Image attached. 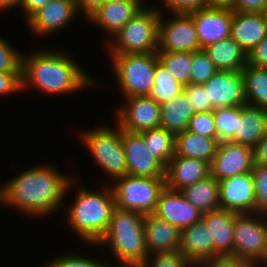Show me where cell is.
<instances>
[{
	"label": "cell",
	"instance_id": "41",
	"mask_svg": "<svg viewBox=\"0 0 267 267\" xmlns=\"http://www.w3.org/2000/svg\"><path fill=\"white\" fill-rule=\"evenodd\" d=\"M159 2L161 8L170 14H191L208 7L207 0H159Z\"/></svg>",
	"mask_w": 267,
	"mask_h": 267
},
{
	"label": "cell",
	"instance_id": "16",
	"mask_svg": "<svg viewBox=\"0 0 267 267\" xmlns=\"http://www.w3.org/2000/svg\"><path fill=\"white\" fill-rule=\"evenodd\" d=\"M144 1V2H143ZM147 0H121L104 2L90 13L85 20L108 33L106 44L144 6Z\"/></svg>",
	"mask_w": 267,
	"mask_h": 267
},
{
	"label": "cell",
	"instance_id": "11",
	"mask_svg": "<svg viewBox=\"0 0 267 267\" xmlns=\"http://www.w3.org/2000/svg\"><path fill=\"white\" fill-rule=\"evenodd\" d=\"M121 106L116 107L115 122L133 133L160 128V104L149 96H134L123 99Z\"/></svg>",
	"mask_w": 267,
	"mask_h": 267
},
{
	"label": "cell",
	"instance_id": "23",
	"mask_svg": "<svg viewBox=\"0 0 267 267\" xmlns=\"http://www.w3.org/2000/svg\"><path fill=\"white\" fill-rule=\"evenodd\" d=\"M267 36L263 13L233 11L231 35L247 53Z\"/></svg>",
	"mask_w": 267,
	"mask_h": 267
},
{
	"label": "cell",
	"instance_id": "47",
	"mask_svg": "<svg viewBox=\"0 0 267 267\" xmlns=\"http://www.w3.org/2000/svg\"><path fill=\"white\" fill-rule=\"evenodd\" d=\"M50 0H21L20 11L24 15L25 22L40 8L44 7Z\"/></svg>",
	"mask_w": 267,
	"mask_h": 267
},
{
	"label": "cell",
	"instance_id": "46",
	"mask_svg": "<svg viewBox=\"0 0 267 267\" xmlns=\"http://www.w3.org/2000/svg\"><path fill=\"white\" fill-rule=\"evenodd\" d=\"M267 7V0H235L233 11L262 13Z\"/></svg>",
	"mask_w": 267,
	"mask_h": 267
},
{
	"label": "cell",
	"instance_id": "49",
	"mask_svg": "<svg viewBox=\"0 0 267 267\" xmlns=\"http://www.w3.org/2000/svg\"><path fill=\"white\" fill-rule=\"evenodd\" d=\"M105 0H76L77 8L80 15L85 19L97 7L101 6Z\"/></svg>",
	"mask_w": 267,
	"mask_h": 267
},
{
	"label": "cell",
	"instance_id": "3",
	"mask_svg": "<svg viewBox=\"0 0 267 267\" xmlns=\"http://www.w3.org/2000/svg\"><path fill=\"white\" fill-rule=\"evenodd\" d=\"M78 177L74 175L69 182V190L77 191L73 203L63 207L67 211L64 218L70 230L82 239L81 243L98 244L109 228L116 207L115 195L109 182L101 186L102 189L90 190L87 186L77 185L81 181Z\"/></svg>",
	"mask_w": 267,
	"mask_h": 267
},
{
	"label": "cell",
	"instance_id": "15",
	"mask_svg": "<svg viewBox=\"0 0 267 267\" xmlns=\"http://www.w3.org/2000/svg\"><path fill=\"white\" fill-rule=\"evenodd\" d=\"M219 206L237 214L256 213L254 179L251 172L219 181Z\"/></svg>",
	"mask_w": 267,
	"mask_h": 267
},
{
	"label": "cell",
	"instance_id": "54",
	"mask_svg": "<svg viewBox=\"0 0 267 267\" xmlns=\"http://www.w3.org/2000/svg\"><path fill=\"white\" fill-rule=\"evenodd\" d=\"M105 267H118V266H113L112 262L111 263H108Z\"/></svg>",
	"mask_w": 267,
	"mask_h": 267
},
{
	"label": "cell",
	"instance_id": "26",
	"mask_svg": "<svg viewBox=\"0 0 267 267\" xmlns=\"http://www.w3.org/2000/svg\"><path fill=\"white\" fill-rule=\"evenodd\" d=\"M218 71L240 72L247 65V52L231 37L203 49Z\"/></svg>",
	"mask_w": 267,
	"mask_h": 267
},
{
	"label": "cell",
	"instance_id": "42",
	"mask_svg": "<svg viewBox=\"0 0 267 267\" xmlns=\"http://www.w3.org/2000/svg\"><path fill=\"white\" fill-rule=\"evenodd\" d=\"M184 94L189 98L195 113L208 111V96L203 84L184 85Z\"/></svg>",
	"mask_w": 267,
	"mask_h": 267
},
{
	"label": "cell",
	"instance_id": "50",
	"mask_svg": "<svg viewBox=\"0 0 267 267\" xmlns=\"http://www.w3.org/2000/svg\"><path fill=\"white\" fill-rule=\"evenodd\" d=\"M208 7L232 8L235 0H207Z\"/></svg>",
	"mask_w": 267,
	"mask_h": 267
},
{
	"label": "cell",
	"instance_id": "5",
	"mask_svg": "<svg viewBox=\"0 0 267 267\" xmlns=\"http://www.w3.org/2000/svg\"><path fill=\"white\" fill-rule=\"evenodd\" d=\"M157 6H144L104 44L107 54L157 53L161 15Z\"/></svg>",
	"mask_w": 267,
	"mask_h": 267
},
{
	"label": "cell",
	"instance_id": "30",
	"mask_svg": "<svg viewBox=\"0 0 267 267\" xmlns=\"http://www.w3.org/2000/svg\"><path fill=\"white\" fill-rule=\"evenodd\" d=\"M241 72L247 104L267 110V68L247 64Z\"/></svg>",
	"mask_w": 267,
	"mask_h": 267
},
{
	"label": "cell",
	"instance_id": "12",
	"mask_svg": "<svg viewBox=\"0 0 267 267\" xmlns=\"http://www.w3.org/2000/svg\"><path fill=\"white\" fill-rule=\"evenodd\" d=\"M80 13L76 0H50L37 10L25 23L31 33L38 37L54 35L77 19ZM77 18H76V17ZM74 19V20H73Z\"/></svg>",
	"mask_w": 267,
	"mask_h": 267
},
{
	"label": "cell",
	"instance_id": "37",
	"mask_svg": "<svg viewBox=\"0 0 267 267\" xmlns=\"http://www.w3.org/2000/svg\"><path fill=\"white\" fill-rule=\"evenodd\" d=\"M191 67L190 84H204L218 71L203 49L193 52Z\"/></svg>",
	"mask_w": 267,
	"mask_h": 267
},
{
	"label": "cell",
	"instance_id": "19",
	"mask_svg": "<svg viewBox=\"0 0 267 267\" xmlns=\"http://www.w3.org/2000/svg\"><path fill=\"white\" fill-rule=\"evenodd\" d=\"M154 215L180 230L202 219V213L180 191L169 190L166 187L160 193Z\"/></svg>",
	"mask_w": 267,
	"mask_h": 267
},
{
	"label": "cell",
	"instance_id": "34",
	"mask_svg": "<svg viewBox=\"0 0 267 267\" xmlns=\"http://www.w3.org/2000/svg\"><path fill=\"white\" fill-rule=\"evenodd\" d=\"M213 115L219 142L229 141L237 131L238 121L241 118V106L218 108L213 110Z\"/></svg>",
	"mask_w": 267,
	"mask_h": 267
},
{
	"label": "cell",
	"instance_id": "1",
	"mask_svg": "<svg viewBox=\"0 0 267 267\" xmlns=\"http://www.w3.org/2000/svg\"><path fill=\"white\" fill-rule=\"evenodd\" d=\"M57 168L53 162H40L12 176L1 184V207L15 208L26 217L39 220L58 212L66 204L64 199L70 193L69 182L74 174Z\"/></svg>",
	"mask_w": 267,
	"mask_h": 267
},
{
	"label": "cell",
	"instance_id": "24",
	"mask_svg": "<svg viewBox=\"0 0 267 267\" xmlns=\"http://www.w3.org/2000/svg\"><path fill=\"white\" fill-rule=\"evenodd\" d=\"M145 244L148 254L179 250L181 230L154 214L145 215Z\"/></svg>",
	"mask_w": 267,
	"mask_h": 267
},
{
	"label": "cell",
	"instance_id": "14",
	"mask_svg": "<svg viewBox=\"0 0 267 267\" xmlns=\"http://www.w3.org/2000/svg\"><path fill=\"white\" fill-rule=\"evenodd\" d=\"M210 167L211 176L218 181L251 172L254 167V149L231 141H221Z\"/></svg>",
	"mask_w": 267,
	"mask_h": 267
},
{
	"label": "cell",
	"instance_id": "18",
	"mask_svg": "<svg viewBox=\"0 0 267 267\" xmlns=\"http://www.w3.org/2000/svg\"><path fill=\"white\" fill-rule=\"evenodd\" d=\"M190 15L196 27L201 49L230 38L233 18L232 9L207 7Z\"/></svg>",
	"mask_w": 267,
	"mask_h": 267
},
{
	"label": "cell",
	"instance_id": "45",
	"mask_svg": "<svg viewBox=\"0 0 267 267\" xmlns=\"http://www.w3.org/2000/svg\"><path fill=\"white\" fill-rule=\"evenodd\" d=\"M247 64L267 68V36L247 53Z\"/></svg>",
	"mask_w": 267,
	"mask_h": 267
},
{
	"label": "cell",
	"instance_id": "44",
	"mask_svg": "<svg viewBox=\"0 0 267 267\" xmlns=\"http://www.w3.org/2000/svg\"><path fill=\"white\" fill-rule=\"evenodd\" d=\"M199 267H257V263L236 256H219Z\"/></svg>",
	"mask_w": 267,
	"mask_h": 267
},
{
	"label": "cell",
	"instance_id": "32",
	"mask_svg": "<svg viewBox=\"0 0 267 267\" xmlns=\"http://www.w3.org/2000/svg\"><path fill=\"white\" fill-rule=\"evenodd\" d=\"M184 85L177 81L166 68L158 62L155 69V80L149 97L161 104L183 93Z\"/></svg>",
	"mask_w": 267,
	"mask_h": 267
},
{
	"label": "cell",
	"instance_id": "48",
	"mask_svg": "<svg viewBox=\"0 0 267 267\" xmlns=\"http://www.w3.org/2000/svg\"><path fill=\"white\" fill-rule=\"evenodd\" d=\"M254 165L267 166V134L255 145Z\"/></svg>",
	"mask_w": 267,
	"mask_h": 267
},
{
	"label": "cell",
	"instance_id": "2",
	"mask_svg": "<svg viewBox=\"0 0 267 267\" xmlns=\"http://www.w3.org/2000/svg\"><path fill=\"white\" fill-rule=\"evenodd\" d=\"M60 49L42 48L22 53V90L34 88L45 96H66L98 86L94 75L87 74L67 50Z\"/></svg>",
	"mask_w": 267,
	"mask_h": 267
},
{
	"label": "cell",
	"instance_id": "7",
	"mask_svg": "<svg viewBox=\"0 0 267 267\" xmlns=\"http://www.w3.org/2000/svg\"><path fill=\"white\" fill-rule=\"evenodd\" d=\"M122 98L148 96L155 80L157 53L108 54Z\"/></svg>",
	"mask_w": 267,
	"mask_h": 267
},
{
	"label": "cell",
	"instance_id": "43",
	"mask_svg": "<svg viewBox=\"0 0 267 267\" xmlns=\"http://www.w3.org/2000/svg\"><path fill=\"white\" fill-rule=\"evenodd\" d=\"M22 91V73L0 72V96Z\"/></svg>",
	"mask_w": 267,
	"mask_h": 267
},
{
	"label": "cell",
	"instance_id": "8",
	"mask_svg": "<svg viewBox=\"0 0 267 267\" xmlns=\"http://www.w3.org/2000/svg\"><path fill=\"white\" fill-rule=\"evenodd\" d=\"M112 184L116 207L143 215L154 214L160 193L166 187L165 178L131 175L117 178Z\"/></svg>",
	"mask_w": 267,
	"mask_h": 267
},
{
	"label": "cell",
	"instance_id": "9",
	"mask_svg": "<svg viewBox=\"0 0 267 267\" xmlns=\"http://www.w3.org/2000/svg\"><path fill=\"white\" fill-rule=\"evenodd\" d=\"M233 242V256L258 263L267 246V216L259 213L237 214Z\"/></svg>",
	"mask_w": 267,
	"mask_h": 267
},
{
	"label": "cell",
	"instance_id": "10",
	"mask_svg": "<svg viewBox=\"0 0 267 267\" xmlns=\"http://www.w3.org/2000/svg\"><path fill=\"white\" fill-rule=\"evenodd\" d=\"M157 9L161 12L157 52L193 53L202 50L196 27L190 14L168 13L169 19H167V17H164L166 15L165 10L159 7Z\"/></svg>",
	"mask_w": 267,
	"mask_h": 267
},
{
	"label": "cell",
	"instance_id": "51",
	"mask_svg": "<svg viewBox=\"0 0 267 267\" xmlns=\"http://www.w3.org/2000/svg\"><path fill=\"white\" fill-rule=\"evenodd\" d=\"M21 0H0V11L4 12L6 10L20 7Z\"/></svg>",
	"mask_w": 267,
	"mask_h": 267
},
{
	"label": "cell",
	"instance_id": "22",
	"mask_svg": "<svg viewBox=\"0 0 267 267\" xmlns=\"http://www.w3.org/2000/svg\"><path fill=\"white\" fill-rule=\"evenodd\" d=\"M236 215L237 213L221 208L202 214L201 220L205 223L213 241L215 258L233 256V229Z\"/></svg>",
	"mask_w": 267,
	"mask_h": 267
},
{
	"label": "cell",
	"instance_id": "4",
	"mask_svg": "<svg viewBox=\"0 0 267 267\" xmlns=\"http://www.w3.org/2000/svg\"><path fill=\"white\" fill-rule=\"evenodd\" d=\"M145 215L115 207L109 228L94 248H110L118 267H139L148 256L144 232ZM117 262V263H116ZM119 263V264H118Z\"/></svg>",
	"mask_w": 267,
	"mask_h": 267
},
{
	"label": "cell",
	"instance_id": "33",
	"mask_svg": "<svg viewBox=\"0 0 267 267\" xmlns=\"http://www.w3.org/2000/svg\"><path fill=\"white\" fill-rule=\"evenodd\" d=\"M159 62L183 85L190 83L192 52H157Z\"/></svg>",
	"mask_w": 267,
	"mask_h": 267
},
{
	"label": "cell",
	"instance_id": "27",
	"mask_svg": "<svg viewBox=\"0 0 267 267\" xmlns=\"http://www.w3.org/2000/svg\"><path fill=\"white\" fill-rule=\"evenodd\" d=\"M160 128L175 136L188 129L191 117L195 114L189 98L183 93L160 104Z\"/></svg>",
	"mask_w": 267,
	"mask_h": 267
},
{
	"label": "cell",
	"instance_id": "39",
	"mask_svg": "<svg viewBox=\"0 0 267 267\" xmlns=\"http://www.w3.org/2000/svg\"><path fill=\"white\" fill-rule=\"evenodd\" d=\"M251 173L254 179L256 213L267 216V166L254 165Z\"/></svg>",
	"mask_w": 267,
	"mask_h": 267
},
{
	"label": "cell",
	"instance_id": "6",
	"mask_svg": "<svg viewBox=\"0 0 267 267\" xmlns=\"http://www.w3.org/2000/svg\"><path fill=\"white\" fill-rule=\"evenodd\" d=\"M111 126H97L95 129H85L78 136L94 158L95 164L106 173L109 181L128 175L126 156L122 143V129L114 122ZM113 180V181H112Z\"/></svg>",
	"mask_w": 267,
	"mask_h": 267
},
{
	"label": "cell",
	"instance_id": "38",
	"mask_svg": "<svg viewBox=\"0 0 267 267\" xmlns=\"http://www.w3.org/2000/svg\"><path fill=\"white\" fill-rule=\"evenodd\" d=\"M22 51L0 36V72L22 73Z\"/></svg>",
	"mask_w": 267,
	"mask_h": 267
},
{
	"label": "cell",
	"instance_id": "28",
	"mask_svg": "<svg viewBox=\"0 0 267 267\" xmlns=\"http://www.w3.org/2000/svg\"><path fill=\"white\" fill-rule=\"evenodd\" d=\"M218 144V139L209 138L185 130L184 132L177 134L175 137L174 156L200 159L211 165Z\"/></svg>",
	"mask_w": 267,
	"mask_h": 267
},
{
	"label": "cell",
	"instance_id": "25",
	"mask_svg": "<svg viewBox=\"0 0 267 267\" xmlns=\"http://www.w3.org/2000/svg\"><path fill=\"white\" fill-rule=\"evenodd\" d=\"M266 134L267 110L246 104L241 106L237 131L229 141L254 148Z\"/></svg>",
	"mask_w": 267,
	"mask_h": 267
},
{
	"label": "cell",
	"instance_id": "52",
	"mask_svg": "<svg viewBox=\"0 0 267 267\" xmlns=\"http://www.w3.org/2000/svg\"><path fill=\"white\" fill-rule=\"evenodd\" d=\"M257 267H267V246H266L263 256L257 263Z\"/></svg>",
	"mask_w": 267,
	"mask_h": 267
},
{
	"label": "cell",
	"instance_id": "55",
	"mask_svg": "<svg viewBox=\"0 0 267 267\" xmlns=\"http://www.w3.org/2000/svg\"><path fill=\"white\" fill-rule=\"evenodd\" d=\"M109 1H121V0H105V2H109Z\"/></svg>",
	"mask_w": 267,
	"mask_h": 267
},
{
	"label": "cell",
	"instance_id": "31",
	"mask_svg": "<svg viewBox=\"0 0 267 267\" xmlns=\"http://www.w3.org/2000/svg\"><path fill=\"white\" fill-rule=\"evenodd\" d=\"M149 153L165 167L175 154V135L162 128L145 130L139 133Z\"/></svg>",
	"mask_w": 267,
	"mask_h": 267
},
{
	"label": "cell",
	"instance_id": "36",
	"mask_svg": "<svg viewBox=\"0 0 267 267\" xmlns=\"http://www.w3.org/2000/svg\"><path fill=\"white\" fill-rule=\"evenodd\" d=\"M139 267H194L179 250L148 254Z\"/></svg>",
	"mask_w": 267,
	"mask_h": 267
},
{
	"label": "cell",
	"instance_id": "53",
	"mask_svg": "<svg viewBox=\"0 0 267 267\" xmlns=\"http://www.w3.org/2000/svg\"><path fill=\"white\" fill-rule=\"evenodd\" d=\"M263 15H264V17H265V19H266V23H267V7L263 10Z\"/></svg>",
	"mask_w": 267,
	"mask_h": 267
},
{
	"label": "cell",
	"instance_id": "40",
	"mask_svg": "<svg viewBox=\"0 0 267 267\" xmlns=\"http://www.w3.org/2000/svg\"><path fill=\"white\" fill-rule=\"evenodd\" d=\"M187 130L202 136L218 139L213 110L195 113L190 119Z\"/></svg>",
	"mask_w": 267,
	"mask_h": 267
},
{
	"label": "cell",
	"instance_id": "35",
	"mask_svg": "<svg viewBox=\"0 0 267 267\" xmlns=\"http://www.w3.org/2000/svg\"><path fill=\"white\" fill-rule=\"evenodd\" d=\"M61 254L54 259L52 258L50 262L47 261L43 267H105L110 262L97 259V257L90 256V258L84 254L81 256V253L78 254L76 251Z\"/></svg>",
	"mask_w": 267,
	"mask_h": 267
},
{
	"label": "cell",
	"instance_id": "29",
	"mask_svg": "<svg viewBox=\"0 0 267 267\" xmlns=\"http://www.w3.org/2000/svg\"><path fill=\"white\" fill-rule=\"evenodd\" d=\"M202 214L217 210L219 206V181L211 175L180 191Z\"/></svg>",
	"mask_w": 267,
	"mask_h": 267
},
{
	"label": "cell",
	"instance_id": "20",
	"mask_svg": "<svg viewBox=\"0 0 267 267\" xmlns=\"http://www.w3.org/2000/svg\"><path fill=\"white\" fill-rule=\"evenodd\" d=\"M210 175L211 167L208 162L190 157L173 156L165 167V185L169 190L181 191Z\"/></svg>",
	"mask_w": 267,
	"mask_h": 267
},
{
	"label": "cell",
	"instance_id": "21",
	"mask_svg": "<svg viewBox=\"0 0 267 267\" xmlns=\"http://www.w3.org/2000/svg\"><path fill=\"white\" fill-rule=\"evenodd\" d=\"M179 251L194 267L215 258L212 238L202 220L181 230Z\"/></svg>",
	"mask_w": 267,
	"mask_h": 267
},
{
	"label": "cell",
	"instance_id": "17",
	"mask_svg": "<svg viewBox=\"0 0 267 267\" xmlns=\"http://www.w3.org/2000/svg\"><path fill=\"white\" fill-rule=\"evenodd\" d=\"M122 143L128 175L146 178H165V166L147 150L142 136L122 130Z\"/></svg>",
	"mask_w": 267,
	"mask_h": 267
},
{
	"label": "cell",
	"instance_id": "13",
	"mask_svg": "<svg viewBox=\"0 0 267 267\" xmlns=\"http://www.w3.org/2000/svg\"><path fill=\"white\" fill-rule=\"evenodd\" d=\"M203 87L207 91L208 111L247 104L241 71H217Z\"/></svg>",
	"mask_w": 267,
	"mask_h": 267
}]
</instances>
